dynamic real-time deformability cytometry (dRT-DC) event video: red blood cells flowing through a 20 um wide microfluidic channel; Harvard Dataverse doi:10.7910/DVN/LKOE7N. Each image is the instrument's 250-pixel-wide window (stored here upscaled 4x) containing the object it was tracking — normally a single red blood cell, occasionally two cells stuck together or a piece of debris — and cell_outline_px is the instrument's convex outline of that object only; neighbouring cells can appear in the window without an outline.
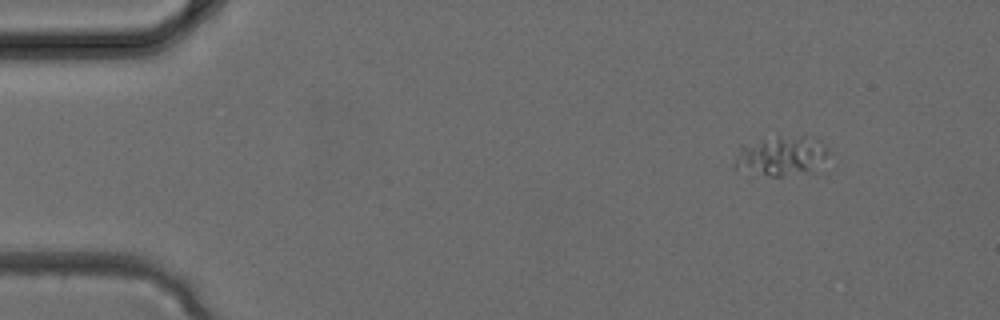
{"species": "common noctule bat (a hibernating species)", "species_latin": "Nyctalus noctula", "temperature_condition": "cold", "stored_images_in_passage": 4, "camera_frame_rate_fps": 3000, "um_per_image_px": 0.085, "animal": {"sex": "female", "body_mass_g": 24.6, "forearm_length_mm": 56.2}, "frame": {"image": 1, "passage_image": 1, "time_ms": 0.0, "image_size_px": [1000, 320], "cell_outline_px": [[828, 152], [824, 156], [804, 172], [780, 176], [768, 176], [736, 168], [732, 164], [740, 144], [780, 136], [804, 136], [820, 140], [824, 144]], "centroid_in_image_um": [66.27, 13.21], "position_along_channel_um": 18.7, "area_um2": 20.87}}
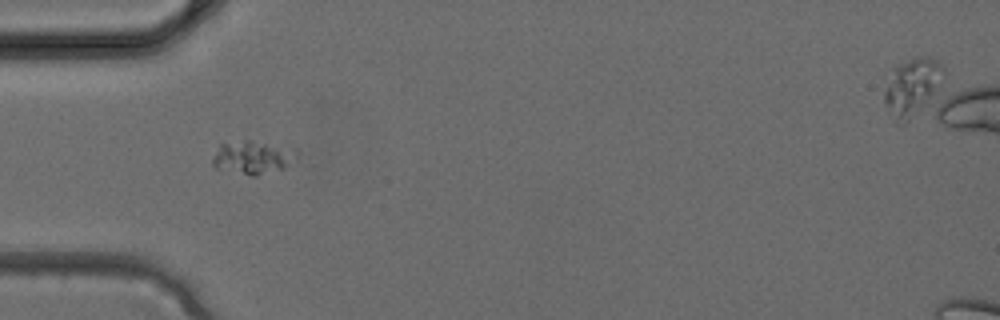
{"frame": {"image": 2, "passage_image": 3, "time_ms": 0.667, "image_size_px": [1000, 320], "cell_outline_px": [[300, 156], [296, 160], [284, 168], [256, 176], [252, 176], [212, 168], [212, 160], [220, 144], [244, 140], [288, 140], [300, 148]], "centroid_in_image_um": [21.7, 13.3], "position_along_channel_um": 63.3, "area_um2": 17.98}}
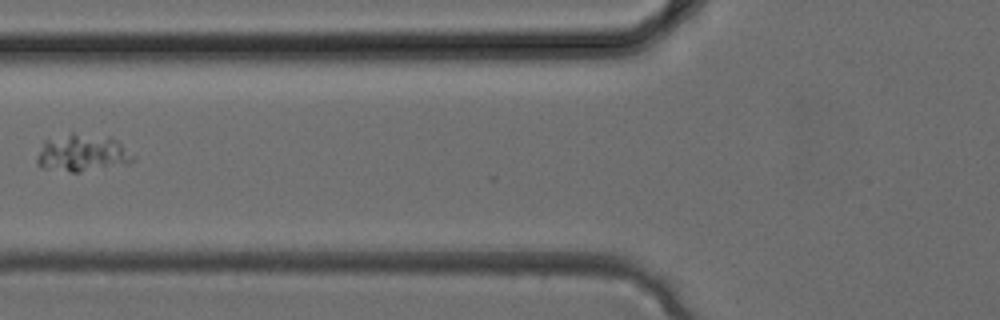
{"frame": {"image": 3, "passage_image": 4, "time_ms": 1.0, "image_size_px": [1000, 320], "cell_outline_px": [[136, 156], [128, 164], [80, 172], [72, 172], [40, 168], [36, 164], [36, 160], [44, 140], [72, 132], [116, 140]], "centroid_in_image_um": [6.96, 13.03], "position_along_channel_um": 118.8, "area_um2": 20.75}}